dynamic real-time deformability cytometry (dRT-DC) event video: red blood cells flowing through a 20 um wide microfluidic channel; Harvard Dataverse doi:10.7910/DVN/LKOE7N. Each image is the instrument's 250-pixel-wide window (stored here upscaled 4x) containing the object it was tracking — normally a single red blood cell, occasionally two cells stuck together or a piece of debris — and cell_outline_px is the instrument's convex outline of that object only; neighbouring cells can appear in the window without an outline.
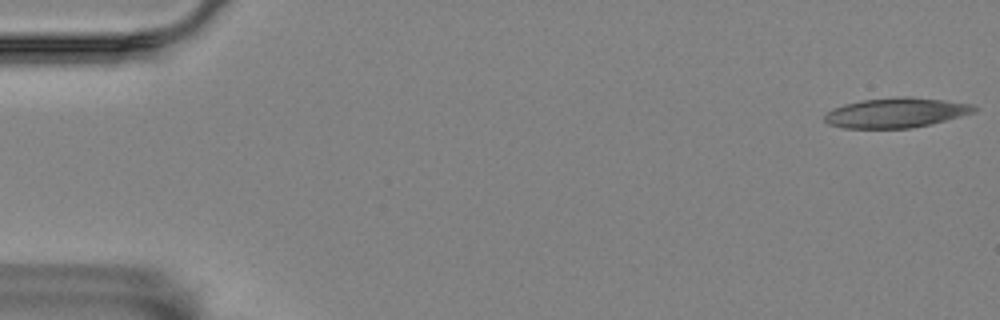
{"species": "Egyptian fruit bat (a non-hibernating species)", "species_latin": "Rousettus aegyptiacus", "temperature_condition": "room temperature", "stored_images_in_passage": 52, "camera_frame_rate_fps": 3000, "um_per_image_px": 0.085, "animal": {"sex": "female"}, "frame": {"image": 1, "passage_image": 1, "time_ms": 0.0, "image_size_px": [1000, 320], "cell_outline_px": [[980, 108], [976, 112], [932, 124], [912, 128], [844, 128], [828, 124], [824, 120], [824, 116], [832, 108], [844, 104], [860, 100], [896, 96], [912, 96], [944, 100], [972, 104]], "centroid_in_image_um": [76.19, 9.57], "position_along_channel_um": 8.8, "area_um2": 26.41}}
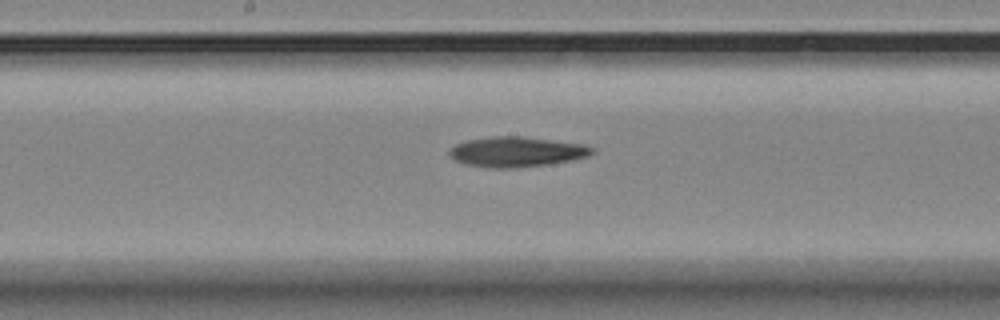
{"frame": {"image": 2, "passage_image": 29, "time_ms": 9.333, "image_size_px": [1000, 320], "cell_outline_px": [[596, 152], [588, 156], [572, 160], [548, 164], [512, 168], [492, 168], [464, 164], [448, 156], [448, 148], [456, 144], [468, 140], [492, 136], [524, 136], [584, 144], [596, 148]], "centroid_in_image_um": [43.92, 12.9], "position_along_channel_um": 204.3, "area_um2": 25.32}}
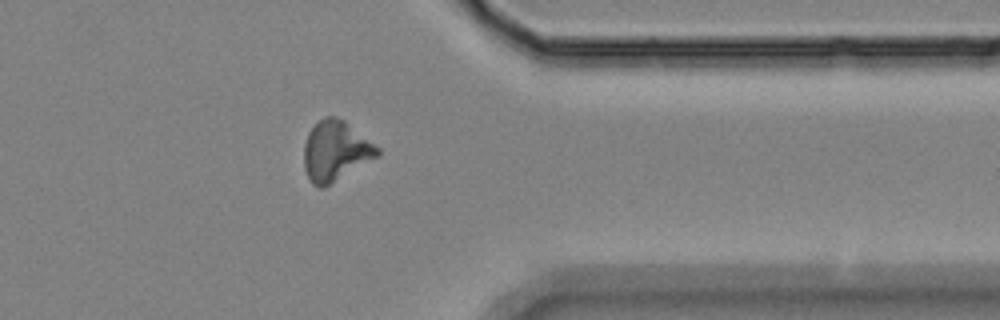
{"frame": {"image": 3, "passage_image": 45, "time_ms": 14.667, "image_size_px": [1000, 320], "cell_outline_px": [[380, 156], [324, 188], [320, 188], [312, 184], [304, 168], [304, 144], [308, 132], [324, 116], [336, 116], [344, 120], [380, 148]], "centroid_in_image_um": [28.53, 12.85], "position_along_channel_um": 382.9, "area_um2": 25.89}}